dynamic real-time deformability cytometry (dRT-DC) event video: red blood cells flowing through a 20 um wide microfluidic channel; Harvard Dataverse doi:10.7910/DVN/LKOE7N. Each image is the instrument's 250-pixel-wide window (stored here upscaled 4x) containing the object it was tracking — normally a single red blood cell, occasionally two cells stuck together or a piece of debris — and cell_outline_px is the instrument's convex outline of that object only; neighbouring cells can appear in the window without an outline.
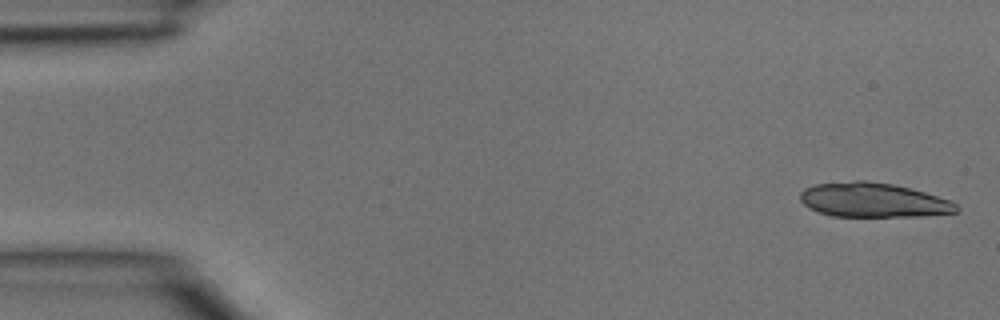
{"species": "common noctule bat (a hibernating species)", "species_latin": "Nyctalus noctula", "temperature_condition": "room temperature", "stored_images_in_passage": 3, "camera_frame_rate_fps": 3000, "um_per_image_px": 0.085, "animal": {"sex": "male", "body_mass_g": 15.6}, "frame": {"image": 1, "passage_image": 1, "time_ms": 0.0, "image_size_px": [1000, 320], "cell_outline_px": [[960, 208], [956, 212], [924, 216], [832, 216], [820, 212], [804, 204], [800, 200], [800, 192], [804, 188], [816, 184], [856, 180], [864, 180], [892, 184], [924, 192], [948, 200], [956, 204]], "centroid_in_image_um": [74.21, 17.0], "position_along_channel_um": 10.8, "area_um2": 31.04}}